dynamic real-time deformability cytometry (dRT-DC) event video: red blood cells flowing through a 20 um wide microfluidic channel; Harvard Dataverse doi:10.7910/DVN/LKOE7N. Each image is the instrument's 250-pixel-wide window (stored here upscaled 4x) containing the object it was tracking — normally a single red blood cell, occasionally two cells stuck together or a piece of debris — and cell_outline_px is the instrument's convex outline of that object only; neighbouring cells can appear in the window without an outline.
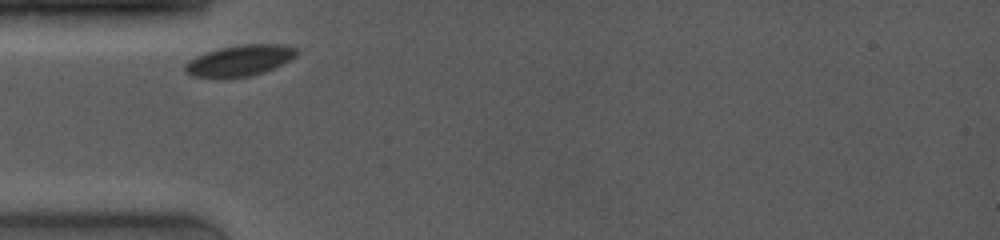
{"species": "common noctule bat (a hibernating species)", "species_latin": "Nyctalus noctula", "temperature_condition": "room temperature", "stored_images_in_passage": 35, "camera_frame_rate_fps": 4000, "um_per_image_px": 0.085, "animal": {"sex": "female", "body_mass_g": 19.0, "forearm_length_mm": 53.3}, "frame": {"image": 1, "passage_image": 1, "time_ms": 0.0, "image_size_px": [1000, 240], "cell_outline_px": [[296, 56], [264, 72], [248, 76], [220, 80], [192, 76], [184, 68], [184, 64], [188, 60], [204, 52], [220, 48], [244, 44], [280, 44], [296, 48]], "centroid_in_image_um": [20.29, 5.17], "position_along_channel_um": 64.7, "area_um2": 20.29}}
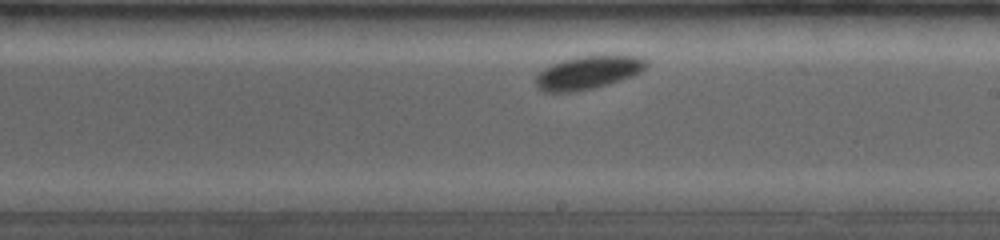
{"frame": {"image": 2, "passage_image": 21, "time_ms": 4.75, "image_size_px": [1000, 240], "cell_outline_px": [[648, 68], [632, 76], [608, 84], [592, 88], [572, 92], [544, 92], [536, 84], [536, 76], [544, 68], [552, 64], [564, 60], [580, 56], [640, 56], [648, 60]], "centroid_in_image_um": [50.02, 6.16], "position_along_channel_um": 239.0, "area_um2": 21.15}}
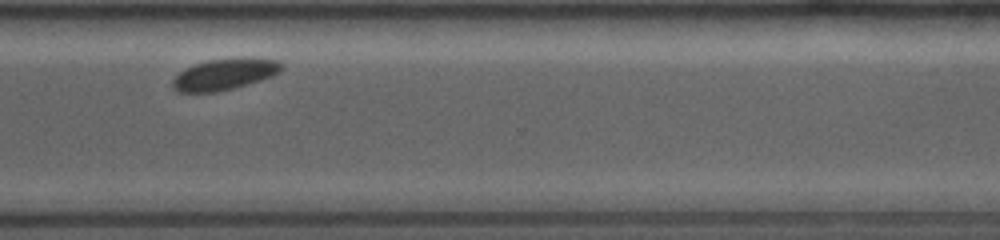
{"frame": {"image": 3, "passage_image": 34, "time_ms": 7.75, "image_size_px": [1000, 240], "cell_outline_px": [[284, 68], [280, 72], [272, 76], [260, 80], [232, 88], [216, 92], [180, 92], [172, 88], [172, 80], [180, 72], [196, 64], [208, 60], [244, 56], [252, 56], [280, 60], [284, 64]], "centroid_in_image_um": [19.17, 6.27], "position_along_channel_um": 351.4, "area_um2": 20.11}}